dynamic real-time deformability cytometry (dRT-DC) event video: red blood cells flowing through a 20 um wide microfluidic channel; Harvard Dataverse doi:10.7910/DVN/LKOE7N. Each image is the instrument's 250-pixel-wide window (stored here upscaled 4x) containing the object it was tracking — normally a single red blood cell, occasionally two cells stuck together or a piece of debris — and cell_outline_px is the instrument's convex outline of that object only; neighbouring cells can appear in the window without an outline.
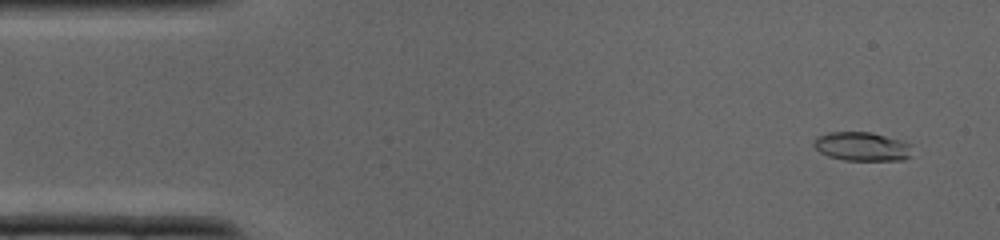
{"species": "common noctule bat (a hibernating species)", "species_latin": "Nyctalus noctula", "temperature_condition": "cold", "stored_images_in_passage": 10, "camera_frame_rate_fps": 3000, "um_per_image_px": 0.085, "animal": {"sex": "male", "body_mass_g": 19.0, "forearm_length_mm": 50.8}, "frame": {"image": 1, "passage_image": 2, "time_ms": 0.333, "image_size_px": [1000, 240], "cell_outline_px": [[908, 156], [904, 160], [844, 160], [828, 156], [820, 152], [812, 144], [816, 136], [828, 132], [872, 132], [900, 140], [908, 144]], "centroid_in_image_um": [73.17, 12.44], "position_along_channel_um": 11.8, "area_um2": 16.3}}